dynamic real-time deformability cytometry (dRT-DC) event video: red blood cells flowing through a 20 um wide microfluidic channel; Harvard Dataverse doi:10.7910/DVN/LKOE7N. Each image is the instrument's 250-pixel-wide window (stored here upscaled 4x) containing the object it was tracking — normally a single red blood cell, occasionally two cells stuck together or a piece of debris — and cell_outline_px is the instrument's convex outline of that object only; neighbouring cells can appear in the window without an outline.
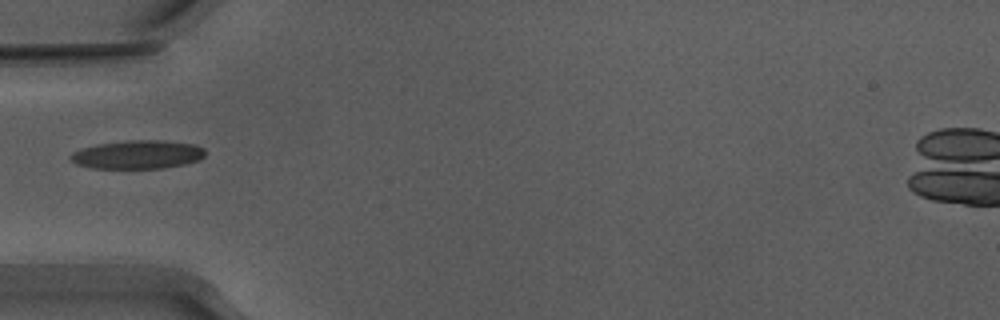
{"species": "Egyptian fruit bat (a non-hibernating species)", "species_latin": "Rousettus aegyptiacus", "temperature_condition": "warm", "stored_images_in_passage": 3, "camera_frame_rate_fps": 3000, "um_per_image_px": 0.085, "animal": {"sex": "male"}, "frame": {"image": 1, "passage_image": 1, "time_ms": 0.0, "image_size_px": [1000, 320], "cell_outline_px": [[204, 156], [200, 160], [184, 164], [164, 168], [92, 168], [76, 164], [68, 156], [72, 152], [84, 148], [100, 144], [132, 140], [160, 140], [196, 144], [204, 148]], "centroid_in_image_um": [11.73, 13.14], "position_along_channel_um": 73.3, "area_um2": 22.25}}